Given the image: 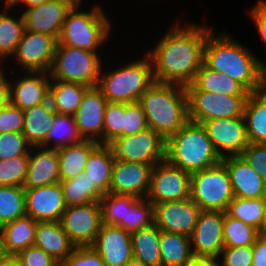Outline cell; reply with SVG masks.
Returning <instances> with one entry per match:
<instances>
[{
	"mask_svg": "<svg viewBox=\"0 0 266 266\" xmlns=\"http://www.w3.org/2000/svg\"><path fill=\"white\" fill-rule=\"evenodd\" d=\"M34 245L60 264L76 247L59 222H37Z\"/></svg>",
	"mask_w": 266,
	"mask_h": 266,
	"instance_id": "obj_25",
	"label": "cell"
},
{
	"mask_svg": "<svg viewBox=\"0 0 266 266\" xmlns=\"http://www.w3.org/2000/svg\"><path fill=\"white\" fill-rule=\"evenodd\" d=\"M138 199L133 195L104 194L99 201L102 223L117 226L125 221L126 207H131Z\"/></svg>",
	"mask_w": 266,
	"mask_h": 266,
	"instance_id": "obj_41",
	"label": "cell"
},
{
	"mask_svg": "<svg viewBox=\"0 0 266 266\" xmlns=\"http://www.w3.org/2000/svg\"><path fill=\"white\" fill-rule=\"evenodd\" d=\"M98 52L57 45L52 67L51 80L76 82L88 87L99 83L102 62Z\"/></svg>",
	"mask_w": 266,
	"mask_h": 266,
	"instance_id": "obj_7",
	"label": "cell"
},
{
	"mask_svg": "<svg viewBox=\"0 0 266 266\" xmlns=\"http://www.w3.org/2000/svg\"><path fill=\"white\" fill-rule=\"evenodd\" d=\"M154 224V205L146 198H139L131 207H126L125 221L117 226L129 233Z\"/></svg>",
	"mask_w": 266,
	"mask_h": 266,
	"instance_id": "obj_42",
	"label": "cell"
},
{
	"mask_svg": "<svg viewBox=\"0 0 266 266\" xmlns=\"http://www.w3.org/2000/svg\"><path fill=\"white\" fill-rule=\"evenodd\" d=\"M233 198L231 181L222 163L191 174L190 199L201 210L226 212Z\"/></svg>",
	"mask_w": 266,
	"mask_h": 266,
	"instance_id": "obj_8",
	"label": "cell"
},
{
	"mask_svg": "<svg viewBox=\"0 0 266 266\" xmlns=\"http://www.w3.org/2000/svg\"><path fill=\"white\" fill-rule=\"evenodd\" d=\"M20 266H60L52 256L48 255L43 249L32 245L21 250L15 255Z\"/></svg>",
	"mask_w": 266,
	"mask_h": 266,
	"instance_id": "obj_48",
	"label": "cell"
},
{
	"mask_svg": "<svg viewBox=\"0 0 266 266\" xmlns=\"http://www.w3.org/2000/svg\"><path fill=\"white\" fill-rule=\"evenodd\" d=\"M115 157L110 145L99 144L89 155L84 175L103 193L110 192Z\"/></svg>",
	"mask_w": 266,
	"mask_h": 266,
	"instance_id": "obj_28",
	"label": "cell"
},
{
	"mask_svg": "<svg viewBox=\"0 0 266 266\" xmlns=\"http://www.w3.org/2000/svg\"><path fill=\"white\" fill-rule=\"evenodd\" d=\"M159 243L162 266H185L193 255L188 236L161 231Z\"/></svg>",
	"mask_w": 266,
	"mask_h": 266,
	"instance_id": "obj_35",
	"label": "cell"
},
{
	"mask_svg": "<svg viewBox=\"0 0 266 266\" xmlns=\"http://www.w3.org/2000/svg\"><path fill=\"white\" fill-rule=\"evenodd\" d=\"M10 80L5 77V71L3 73L2 65L0 71V108L10 103Z\"/></svg>",
	"mask_w": 266,
	"mask_h": 266,
	"instance_id": "obj_55",
	"label": "cell"
},
{
	"mask_svg": "<svg viewBox=\"0 0 266 266\" xmlns=\"http://www.w3.org/2000/svg\"><path fill=\"white\" fill-rule=\"evenodd\" d=\"M221 163L228 172L234 197L266 198V182L241 155L224 157Z\"/></svg>",
	"mask_w": 266,
	"mask_h": 266,
	"instance_id": "obj_22",
	"label": "cell"
},
{
	"mask_svg": "<svg viewBox=\"0 0 266 266\" xmlns=\"http://www.w3.org/2000/svg\"><path fill=\"white\" fill-rule=\"evenodd\" d=\"M201 209L190 199L154 205V224L160 231L190 237Z\"/></svg>",
	"mask_w": 266,
	"mask_h": 266,
	"instance_id": "obj_15",
	"label": "cell"
},
{
	"mask_svg": "<svg viewBox=\"0 0 266 266\" xmlns=\"http://www.w3.org/2000/svg\"><path fill=\"white\" fill-rule=\"evenodd\" d=\"M251 18L256 24L257 32L266 45V0H260L251 8Z\"/></svg>",
	"mask_w": 266,
	"mask_h": 266,
	"instance_id": "obj_52",
	"label": "cell"
},
{
	"mask_svg": "<svg viewBox=\"0 0 266 266\" xmlns=\"http://www.w3.org/2000/svg\"><path fill=\"white\" fill-rule=\"evenodd\" d=\"M226 213L258 229L261 233L266 231V198L244 199L234 197Z\"/></svg>",
	"mask_w": 266,
	"mask_h": 266,
	"instance_id": "obj_34",
	"label": "cell"
},
{
	"mask_svg": "<svg viewBox=\"0 0 266 266\" xmlns=\"http://www.w3.org/2000/svg\"><path fill=\"white\" fill-rule=\"evenodd\" d=\"M219 258L220 266H252V245L224 247Z\"/></svg>",
	"mask_w": 266,
	"mask_h": 266,
	"instance_id": "obj_49",
	"label": "cell"
},
{
	"mask_svg": "<svg viewBox=\"0 0 266 266\" xmlns=\"http://www.w3.org/2000/svg\"><path fill=\"white\" fill-rule=\"evenodd\" d=\"M152 168L149 164L115 159L109 193L146 198Z\"/></svg>",
	"mask_w": 266,
	"mask_h": 266,
	"instance_id": "obj_20",
	"label": "cell"
},
{
	"mask_svg": "<svg viewBox=\"0 0 266 266\" xmlns=\"http://www.w3.org/2000/svg\"><path fill=\"white\" fill-rule=\"evenodd\" d=\"M64 196L66 206L84 205L92 202H99L104 195L84 172L76 177L59 182Z\"/></svg>",
	"mask_w": 266,
	"mask_h": 266,
	"instance_id": "obj_36",
	"label": "cell"
},
{
	"mask_svg": "<svg viewBox=\"0 0 266 266\" xmlns=\"http://www.w3.org/2000/svg\"><path fill=\"white\" fill-rule=\"evenodd\" d=\"M6 255L5 254V251H4V247H3V243H2V238H1V235H0V259Z\"/></svg>",
	"mask_w": 266,
	"mask_h": 266,
	"instance_id": "obj_60",
	"label": "cell"
},
{
	"mask_svg": "<svg viewBox=\"0 0 266 266\" xmlns=\"http://www.w3.org/2000/svg\"><path fill=\"white\" fill-rule=\"evenodd\" d=\"M26 215L36 222H59L66 209L59 183L25 189Z\"/></svg>",
	"mask_w": 266,
	"mask_h": 266,
	"instance_id": "obj_19",
	"label": "cell"
},
{
	"mask_svg": "<svg viewBox=\"0 0 266 266\" xmlns=\"http://www.w3.org/2000/svg\"><path fill=\"white\" fill-rule=\"evenodd\" d=\"M190 179L191 174L165 159L152 168L146 199L153 205L186 200L190 198Z\"/></svg>",
	"mask_w": 266,
	"mask_h": 266,
	"instance_id": "obj_11",
	"label": "cell"
},
{
	"mask_svg": "<svg viewBox=\"0 0 266 266\" xmlns=\"http://www.w3.org/2000/svg\"><path fill=\"white\" fill-rule=\"evenodd\" d=\"M261 232L224 212V247L253 245Z\"/></svg>",
	"mask_w": 266,
	"mask_h": 266,
	"instance_id": "obj_40",
	"label": "cell"
},
{
	"mask_svg": "<svg viewBox=\"0 0 266 266\" xmlns=\"http://www.w3.org/2000/svg\"><path fill=\"white\" fill-rule=\"evenodd\" d=\"M89 87L76 82L51 80L49 100L56 113L74 115Z\"/></svg>",
	"mask_w": 266,
	"mask_h": 266,
	"instance_id": "obj_30",
	"label": "cell"
},
{
	"mask_svg": "<svg viewBox=\"0 0 266 266\" xmlns=\"http://www.w3.org/2000/svg\"><path fill=\"white\" fill-rule=\"evenodd\" d=\"M24 125L22 134L31 146H41L51 130L56 112L50 100L23 111Z\"/></svg>",
	"mask_w": 266,
	"mask_h": 266,
	"instance_id": "obj_26",
	"label": "cell"
},
{
	"mask_svg": "<svg viewBox=\"0 0 266 266\" xmlns=\"http://www.w3.org/2000/svg\"><path fill=\"white\" fill-rule=\"evenodd\" d=\"M160 233L155 224L131 233L133 258L148 266H162Z\"/></svg>",
	"mask_w": 266,
	"mask_h": 266,
	"instance_id": "obj_33",
	"label": "cell"
},
{
	"mask_svg": "<svg viewBox=\"0 0 266 266\" xmlns=\"http://www.w3.org/2000/svg\"><path fill=\"white\" fill-rule=\"evenodd\" d=\"M35 150L33 152L32 150ZM33 152V153H32ZM60 182L58 150L31 146L25 189L42 187Z\"/></svg>",
	"mask_w": 266,
	"mask_h": 266,
	"instance_id": "obj_24",
	"label": "cell"
},
{
	"mask_svg": "<svg viewBox=\"0 0 266 266\" xmlns=\"http://www.w3.org/2000/svg\"><path fill=\"white\" fill-rule=\"evenodd\" d=\"M37 222L25 215L0 226L5 254L16 255L34 245Z\"/></svg>",
	"mask_w": 266,
	"mask_h": 266,
	"instance_id": "obj_27",
	"label": "cell"
},
{
	"mask_svg": "<svg viewBox=\"0 0 266 266\" xmlns=\"http://www.w3.org/2000/svg\"><path fill=\"white\" fill-rule=\"evenodd\" d=\"M59 223L75 246H91L103 224L100 203L68 206Z\"/></svg>",
	"mask_w": 266,
	"mask_h": 266,
	"instance_id": "obj_12",
	"label": "cell"
},
{
	"mask_svg": "<svg viewBox=\"0 0 266 266\" xmlns=\"http://www.w3.org/2000/svg\"><path fill=\"white\" fill-rule=\"evenodd\" d=\"M60 266H106L92 246H76Z\"/></svg>",
	"mask_w": 266,
	"mask_h": 266,
	"instance_id": "obj_47",
	"label": "cell"
},
{
	"mask_svg": "<svg viewBox=\"0 0 266 266\" xmlns=\"http://www.w3.org/2000/svg\"><path fill=\"white\" fill-rule=\"evenodd\" d=\"M109 145L115 159L127 162L144 163L154 167L166 159V140L151 128L118 137Z\"/></svg>",
	"mask_w": 266,
	"mask_h": 266,
	"instance_id": "obj_10",
	"label": "cell"
},
{
	"mask_svg": "<svg viewBox=\"0 0 266 266\" xmlns=\"http://www.w3.org/2000/svg\"><path fill=\"white\" fill-rule=\"evenodd\" d=\"M219 259L216 256L192 255L185 266H220Z\"/></svg>",
	"mask_w": 266,
	"mask_h": 266,
	"instance_id": "obj_54",
	"label": "cell"
},
{
	"mask_svg": "<svg viewBox=\"0 0 266 266\" xmlns=\"http://www.w3.org/2000/svg\"><path fill=\"white\" fill-rule=\"evenodd\" d=\"M31 145L19 132L0 133V160L29 154Z\"/></svg>",
	"mask_w": 266,
	"mask_h": 266,
	"instance_id": "obj_45",
	"label": "cell"
},
{
	"mask_svg": "<svg viewBox=\"0 0 266 266\" xmlns=\"http://www.w3.org/2000/svg\"><path fill=\"white\" fill-rule=\"evenodd\" d=\"M4 3H5V7H6V10L5 11H7L8 9L10 10V9H13L12 7H13V3H14V0H5L4 1Z\"/></svg>",
	"mask_w": 266,
	"mask_h": 266,
	"instance_id": "obj_59",
	"label": "cell"
},
{
	"mask_svg": "<svg viewBox=\"0 0 266 266\" xmlns=\"http://www.w3.org/2000/svg\"><path fill=\"white\" fill-rule=\"evenodd\" d=\"M139 103L148 128L165 140L189 121L188 98L183 86L155 81L141 96Z\"/></svg>",
	"mask_w": 266,
	"mask_h": 266,
	"instance_id": "obj_3",
	"label": "cell"
},
{
	"mask_svg": "<svg viewBox=\"0 0 266 266\" xmlns=\"http://www.w3.org/2000/svg\"><path fill=\"white\" fill-rule=\"evenodd\" d=\"M25 26L23 16L14 18L7 12H0V65L4 64V58L12 57L18 43L24 33ZM3 62V63H2Z\"/></svg>",
	"mask_w": 266,
	"mask_h": 266,
	"instance_id": "obj_38",
	"label": "cell"
},
{
	"mask_svg": "<svg viewBox=\"0 0 266 266\" xmlns=\"http://www.w3.org/2000/svg\"><path fill=\"white\" fill-rule=\"evenodd\" d=\"M201 124L221 158L241 155L250 143L243 117L212 119Z\"/></svg>",
	"mask_w": 266,
	"mask_h": 266,
	"instance_id": "obj_14",
	"label": "cell"
},
{
	"mask_svg": "<svg viewBox=\"0 0 266 266\" xmlns=\"http://www.w3.org/2000/svg\"><path fill=\"white\" fill-rule=\"evenodd\" d=\"M213 30L207 35L203 63L210 69L224 73L240 83L249 93L264 88L266 64L244 45L228 36H220Z\"/></svg>",
	"mask_w": 266,
	"mask_h": 266,
	"instance_id": "obj_2",
	"label": "cell"
},
{
	"mask_svg": "<svg viewBox=\"0 0 266 266\" xmlns=\"http://www.w3.org/2000/svg\"><path fill=\"white\" fill-rule=\"evenodd\" d=\"M46 1H49V0H14V3H13V7L18 6L17 4H23L24 6L26 5V8L25 9H28V8H31L33 6H37V5H40Z\"/></svg>",
	"mask_w": 266,
	"mask_h": 266,
	"instance_id": "obj_57",
	"label": "cell"
},
{
	"mask_svg": "<svg viewBox=\"0 0 266 266\" xmlns=\"http://www.w3.org/2000/svg\"><path fill=\"white\" fill-rule=\"evenodd\" d=\"M264 88L266 89V76H265V81H264Z\"/></svg>",
	"mask_w": 266,
	"mask_h": 266,
	"instance_id": "obj_61",
	"label": "cell"
},
{
	"mask_svg": "<svg viewBox=\"0 0 266 266\" xmlns=\"http://www.w3.org/2000/svg\"><path fill=\"white\" fill-rule=\"evenodd\" d=\"M192 84L200 91L230 96H248L249 92L224 73L208 68L204 63L197 71Z\"/></svg>",
	"mask_w": 266,
	"mask_h": 266,
	"instance_id": "obj_32",
	"label": "cell"
},
{
	"mask_svg": "<svg viewBox=\"0 0 266 266\" xmlns=\"http://www.w3.org/2000/svg\"><path fill=\"white\" fill-rule=\"evenodd\" d=\"M28 74V75H26ZM15 83H9L10 104L21 110L45 103L49 100L50 74L48 72H27Z\"/></svg>",
	"mask_w": 266,
	"mask_h": 266,
	"instance_id": "obj_23",
	"label": "cell"
},
{
	"mask_svg": "<svg viewBox=\"0 0 266 266\" xmlns=\"http://www.w3.org/2000/svg\"><path fill=\"white\" fill-rule=\"evenodd\" d=\"M124 266H148L144 264L143 262H140L138 260H135L134 258L129 260Z\"/></svg>",
	"mask_w": 266,
	"mask_h": 266,
	"instance_id": "obj_58",
	"label": "cell"
},
{
	"mask_svg": "<svg viewBox=\"0 0 266 266\" xmlns=\"http://www.w3.org/2000/svg\"><path fill=\"white\" fill-rule=\"evenodd\" d=\"M148 128L146 116L139 102L125 103L123 136L136 134Z\"/></svg>",
	"mask_w": 266,
	"mask_h": 266,
	"instance_id": "obj_46",
	"label": "cell"
},
{
	"mask_svg": "<svg viewBox=\"0 0 266 266\" xmlns=\"http://www.w3.org/2000/svg\"><path fill=\"white\" fill-rule=\"evenodd\" d=\"M28 163L29 154L0 160V186L24 187Z\"/></svg>",
	"mask_w": 266,
	"mask_h": 266,
	"instance_id": "obj_43",
	"label": "cell"
},
{
	"mask_svg": "<svg viewBox=\"0 0 266 266\" xmlns=\"http://www.w3.org/2000/svg\"><path fill=\"white\" fill-rule=\"evenodd\" d=\"M77 0H49L22 12L25 29L59 39L68 11Z\"/></svg>",
	"mask_w": 266,
	"mask_h": 266,
	"instance_id": "obj_18",
	"label": "cell"
},
{
	"mask_svg": "<svg viewBox=\"0 0 266 266\" xmlns=\"http://www.w3.org/2000/svg\"><path fill=\"white\" fill-rule=\"evenodd\" d=\"M252 266H266V234L261 235L252 245Z\"/></svg>",
	"mask_w": 266,
	"mask_h": 266,
	"instance_id": "obj_53",
	"label": "cell"
},
{
	"mask_svg": "<svg viewBox=\"0 0 266 266\" xmlns=\"http://www.w3.org/2000/svg\"><path fill=\"white\" fill-rule=\"evenodd\" d=\"M25 215V188L0 186V226Z\"/></svg>",
	"mask_w": 266,
	"mask_h": 266,
	"instance_id": "obj_39",
	"label": "cell"
},
{
	"mask_svg": "<svg viewBox=\"0 0 266 266\" xmlns=\"http://www.w3.org/2000/svg\"><path fill=\"white\" fill-rule=\"evenodd\" d=\"M166 159L189 174L222 161L202 124L191 121L166 140Z\"/></svg>",
	"mask_w": 266,
	"mask_h": 266,
	"instance_id": "obj_4",
	"label": "cell"
},
{
	"mask_svg": "<svg viewBox=\"0 0 266 266\" xmlns=\"http://www.w3.org/2000/svg\"><path fill=\"white\" fill-rule=\"evenodd\" d=\"M125 103L107 102L104 119V144L109 145L118 137H123V116Z\"/></svg>",
	"mask_w": 266,
	"mask_h": 266,
	"instance_id": "obj_44",
	"label": "cell"
},
{
	"mask_svg": "<svg viewBox=\"0 0 266 266\" xmlns=\"http://www.w3.org/2000/svg\"><path fill=\"white\" fill-rule=\"evenodd\" d=\"M243 118L250 143L266 144V89L248 94Z\"/></svg>",
	"mask_w": 266,
	"mask_h": 266,
	"instance_id": "obj_29",
	"label": "cell"
},
{
	"mask_svg": "<svg viewBox=\"0 0 266 266\" xmlns=\"http://www.w3.org/2000/svg\"><path fill=\"white\" fill-rule=\"evenodd\" d=\"M57 43L53 36L25 29L13 58L26 72L49 73Z\"/></svg>",
	"mask_w": 266,
	"mask_h": 266,
	"instance_id": "obj_13",
	"label": "cell"
},
{
	"mask_svg": "<svg viewBox=\"0 0 266 266\" xmlns=\"http://www.w3.org/2000/svg\"><path fill=\"white\" fill-rule=\"evenodd\" d=\"M91 246L106 266H124L133 259L131 233L118 226L102 224Z\"/></svg>",
	"mask_w": 266,
	"mask_h": 266,
	"instance_id": "obj_21",
	"label": "cell"
},
{
	"mask_svg": "<svg viewBox=\"0 0 266 266\" xmlns=\"http://www.w3.org/2000/svg\"><path fill=\"white\" fill-rule=\"evenodd\" d=\"M79 9H82L81 1L68 11L57 45L97 52L99 46L108 40L111 23L100 5L89 12Z\"/></svg>",
	"mask_w": 266,
	"mask_h": 266,
	"instance_id": "obj_5",
	"label": "cell"
},
{
	"mask_svg": "<svg viewBox=\"0 0 266 266\" xmlns=\"http://www.w3.org/2000/svg\"><path fill=\"white\" fill-rule=\"evenodd\" d=\"M82 140L84 139L78 130L74 116L56 113L52 128L41 147L59 149Z\"/></svg>",
	"mask_w": 266,
	"mask_h": 266,
	"instance_id": "obj_37",
	"label": "cell"
},
{
	"mask_svg": "<svg viewBox=\"0 0 266 266\" xmlns=\"http://www.w3.org/2000/svg\"><path fill=\"white\" fill-rule=\"evenodd\" d=\"M224 212L201 210L190 236L193 255L219 257L224 248Z\"/></svg>",
	"mask_w": 266,
	"mask_h": 266,
	"instance_id": "obj_17",
	"label": "cell"
},
{
	"mask_svg": "<svg viewBox=\"0 0 266 266\" xmlns=\"http://www.w3.org/2000/svg\"><path fill=\"white\" fill-rule=\"evenodd\" d=\"M0 266H20L15 255L6 254L0 259Z\"/></svg>",
	"mask_w": 266,
	"mask_h": 266,
	"instance_id": "obj_56",
	"label": "cell"
},
{
	"mask_svg": "<svg viewBox=\"0 0 266 266\" xmlns=\"http://www.w3.org/2000/svg\"><path fill=\"white\" fill-rule=\"evenodd\" d=\"M107 99L97 87H89L82 98L77 112L73 115L84 140L104 144V119Z\"/></svg>",
	"mask_w": 266,
	"mask_h": 266,
	"instance_id": "obj_16",
	"label": "cell"
},
{
	"mask_svg": "<svg viewBox=\"0 0 266 266\" xmlns=\"http://www.w3.org/2000/svg\"><path fill=\"white\" fill-rule=\"evenodd\" d=\"M241 156L266 182V144L249 143Z\"/></svg>",
	"mask_w": 266,
	"mask_h": 266,
	"instance_id": "obj_50",
	"label": "cell"
},
{
	"mask_svg": "<svg viewBox=\"0 0 266 266\" xmlns=\"http://www.w3.org/2000/svg\"><path fill=\"white\" fill-rule=\"evenodd\" d=\"M24 113L18 107L8 104L0 108V133H22L24 125Z\"/></svg>",
	"mask_w": 266,
	"mask_h": 266,
	"instance_id": "obj_51",
	"label": "cell"
},
{
	"mask_svg": "<svg viewBox=\"0 0 266 266\" xmlns=\"http://www.w3.org/2000/svg\"><path fill=\"white\" fill-rule=\"evenodd\" d=\"M99 145L92 140H82L57 149L59 155L60 181L72 179L84 172L90 153Z\"/></svg>",
	"mask_w": 266,
	"mask_h": 266,
	"instance_id": "obj_31",
	"label": "cell"
},
{
	"mask_svg": "<svg viewBox=\"0 0 266 266\" xmlns=\"http://www.w3.org/2000/svg\"><path fill=\"white\" fill-rule=\"evenodd\" d=\"M131 61L116 70L102 73L97 87L107 102H139L141 96L155 82L150 57Z\"/></svg>",
	"mask_w": 266,
	"mask_h": 266,
	"instance_id": "obj_6",
	"label": "cell"
},
{
	"mask_svg": "<svg viewBox=\"0 0 266 266\" xmlns=\"http://www.w3.org/2000/svg\"><path fill=\"white\" fill-rule=\"evenodd\" d=\"M189 121L201 124L212 119L243 117L248 96H230L198 90L192 83L185 87Z\"/></svg>",
	"mask_w": 266,
	"mask_h": 266,
	"instance_id": "obj_9",
	"label": "cell"
},
{
	"mask_svg": "<svg viewBox=\"0 0 266 266\" xmlns=\"http://www.w3.org/2000/svg\"><path fill=\"white\" fill-rule=\"evenodd\" d=\"M168 31L146 53L151 59L154 80L186 87L203 64L204 45L212 28L196 24L184 28L177 24Z\"/></svg>",
	"mask_w": 266,
	"mask_h": 266,
	"instance_id": "obj_1",
	"label": "cell"
}]
</instances>
